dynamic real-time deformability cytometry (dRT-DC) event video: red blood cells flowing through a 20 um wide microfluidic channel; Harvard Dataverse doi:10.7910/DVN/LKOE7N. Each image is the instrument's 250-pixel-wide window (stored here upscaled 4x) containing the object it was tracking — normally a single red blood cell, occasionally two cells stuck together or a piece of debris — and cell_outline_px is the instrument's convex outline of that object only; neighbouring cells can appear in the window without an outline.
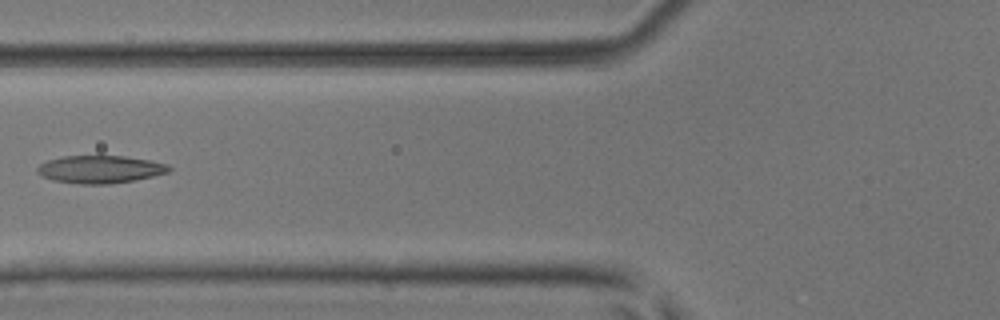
{"species": "common noctule bat (a hibernating species)", "species_latin": "Nyctalus noctula", "temperature_condition": "room temperature", "stored_images_in_passage": 5, "camera_frame_rate_fps": 3000, "um_per_image_px": 0.085, "animal": {"sex": "male", "body_mass_g": 17.9, "forearm_length_mm": 54.2}, "frame": {"image": 1, "passage_image": 5, "time_ms": 1.333, "image_size_px": [1000, 320], "cell_outline_px": [[172, 168], [168, 172], [136, 180], [108, 184], [80, 184], [52, 180], [40, 176], [36, 172], [36, 168], [40, 164], [48, 160], [64, 156], [124, 156], [148, 160], [168, 164]], "centroid_in_image_um": [8.48, 14.4], "position_along_channel_um": 117.3, "area_um2": 21.27}}